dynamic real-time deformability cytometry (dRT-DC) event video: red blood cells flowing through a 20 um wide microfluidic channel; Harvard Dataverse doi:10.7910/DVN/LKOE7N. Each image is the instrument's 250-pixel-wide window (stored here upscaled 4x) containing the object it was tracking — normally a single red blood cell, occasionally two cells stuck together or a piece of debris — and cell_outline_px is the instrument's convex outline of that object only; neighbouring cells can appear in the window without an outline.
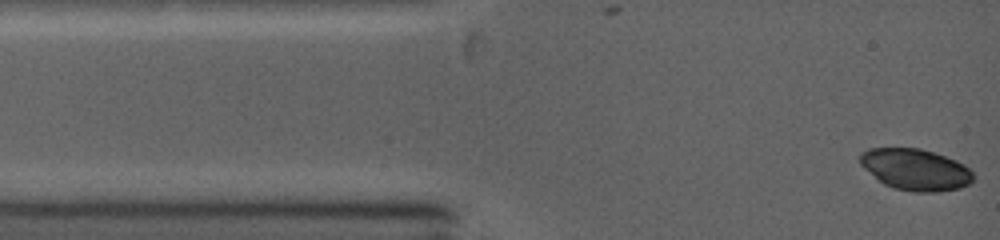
{"species": "common noctule bat (a hibernating species)", "species_latin": "Nyctalus noctula", "temperature_condition": "warm", "stored_images_in_passage": 72, "camera_frame_rate_fps": 5000, "um_per_image_px": 0.085, "animal": {"sex": "female", "body_mass_g": 19.0, "forearm_length_mm": 53.3}, "frame": {"image": 1, "passage_image": 1, "time_ms": 0.0, "image_size_px": [1000, 240], "cell_outline_px": [[972, 180], [968, 184], [960, 188], [936, 192], [912, 192], [892, 188], [884, 184], [864, 168], [860, 164], [860, 152], [868, 148], [920, 148], [956, 160], [964, 164], [972, 172]], "centroid_in_image_um": [77.79, 14.41], "position_along_channel_um": 7.2, "area_um2": 27.28}}
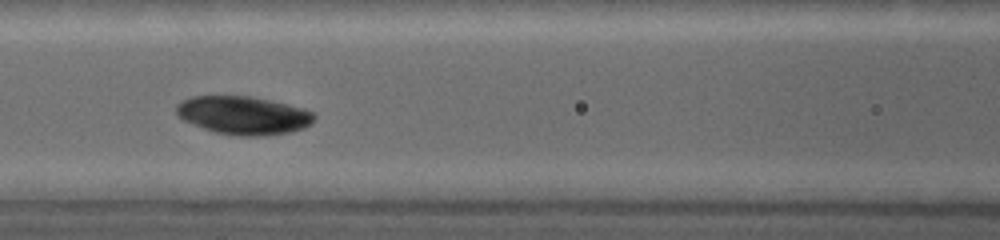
{"frame": {"image": 2, "passage_image": 31, "time_ms": 4.6, "image_size_px": [1000, 240], "cell_outline_px": [[316, 120], [312, 124], [304, 128], [292, 132], [264, 136], [240, 136], [212, 132], [184, 120], [176, 116], [176, 104], [192, 96], [252, 96], [288, 104], [304, 108], [312, 112], [316, 116]], "centroid_in_image_um": [20.72, 9.81], "position_along_channel_um": 145.9, "area_um2": 31.1}}
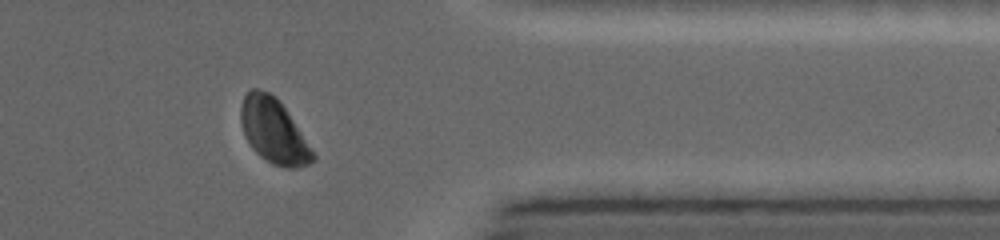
{"frame": {"image": 3, "passage_image": 64, "time_ms": 10.6, "image_size_px": [1000, 240], "cell_outline_px": [[316, 160], [308, 164], [296, 168], [288, 168], [272, 164], [260, 156], [252, 148], [244, 136], [240, 120], [240, 108], [244, 96], [252, 88], [256, 88], [268, 92], [276, 96], [280, 100], [316, 156]], "centroid_in_image_um": [23.24, 11.13], "position_along_channel_um": 388.2, "area_um2": 27.05}, "authors_computed_cell_mechanics": {"area_um2": 29.7959, "velocity_mm_per_s": 4.2316, "shape_relaxation_time_tau1_ms": 6.0699, "shape_relaxation_time_tau2_ms": null, "deformation_change_tau1": 0.1422, "deformation_change_tau2": null}}